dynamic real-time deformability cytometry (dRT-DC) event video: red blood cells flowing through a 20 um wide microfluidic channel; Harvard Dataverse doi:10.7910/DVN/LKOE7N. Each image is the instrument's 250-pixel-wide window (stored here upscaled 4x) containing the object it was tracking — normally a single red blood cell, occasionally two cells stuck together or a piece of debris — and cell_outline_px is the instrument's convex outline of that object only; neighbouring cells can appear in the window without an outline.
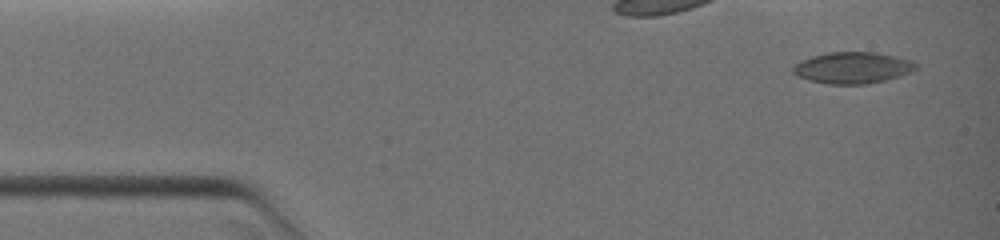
{"species": "common noctule bat (a hibernating species)", "species_latin": "Nyctalus noctula", "temperature_condition": "warm", "stored_images_in_passage": 3, "camera_frame_rate_fps": 3000, "um_per_image_px": 0.085, "animal": {"sex": "female", "body_mass_g": 19.0, "forearm_length_mm": 51.5}, "frame": {"image": 1, "passage_image": 1, "time_ms": 0.0, "image_size_px": [1000, 240], "cell_outline_px": [[920, 64], [912, 72], [900, 76], [884, 80], [864, 84], [828, 84], [808, 80], [796, 76], [792, 72], [792, 64], [800, 60], [812, 56], [828, 52], [876, 52], [912, 60]], "centroid_in_image_um": [72.45, 5.75], "position_along_channel_um": 12.6, "area_um2": 22.77}}